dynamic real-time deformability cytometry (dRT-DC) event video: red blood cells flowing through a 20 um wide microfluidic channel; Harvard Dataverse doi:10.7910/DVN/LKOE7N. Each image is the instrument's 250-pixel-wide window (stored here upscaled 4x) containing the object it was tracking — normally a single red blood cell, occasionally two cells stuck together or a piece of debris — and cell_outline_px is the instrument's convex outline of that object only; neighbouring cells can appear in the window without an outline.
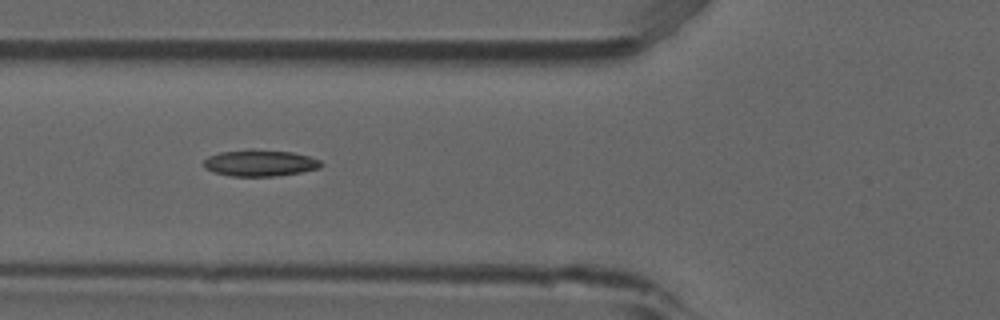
{"species": "common noctule bat (a hibernating species)", "species_latin": "Nyctalus noctula", "temperature_condition": "room temperature", "stored_images_in_passage": 8, "camera_frame_rate_fps": 3000, "um_per_image_px": 0.085, "animal": {"sex": "male", "forearm_length_mm": 52.5}, "frame": {"image": 1, "passage_image": 5, "time_ms": 1.333, "image_size_px": [1000, 320], "cell_outline_px": [[324, 164], [320, 168], [300, 172], [276, 176], [232, 176], [212, 172], [204, 168], [204, 160], [208, 156], [220, 152], [248, 148], [252, 148], [292, 152], [308, 156], [320, 160]], "centroid_in_image_um": [22.08, 13.84], "position_along_channel_um": 103.7, "area_um2": 18.38}}
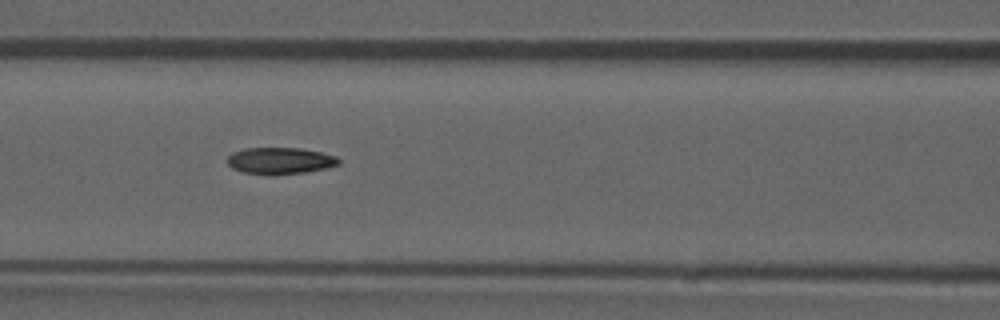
{"frame": {"image": 2, "passage_image": 6, "time_ms": 1.667, "image_size_px": [1000, 320], "cell_outline_px": [[340, 164], [328, 168], [304, 172], [272, 176], [244, 172], [232, 168], [228, 164], [228, 156], [232, 152], [244, 148], [300, 148], [320, 152], [336, 156], [340, 160]], "centroid_in_image_um": [23.81, 13.67], "position_along_channel_um": 142.8, "area_um2": 17.46}}